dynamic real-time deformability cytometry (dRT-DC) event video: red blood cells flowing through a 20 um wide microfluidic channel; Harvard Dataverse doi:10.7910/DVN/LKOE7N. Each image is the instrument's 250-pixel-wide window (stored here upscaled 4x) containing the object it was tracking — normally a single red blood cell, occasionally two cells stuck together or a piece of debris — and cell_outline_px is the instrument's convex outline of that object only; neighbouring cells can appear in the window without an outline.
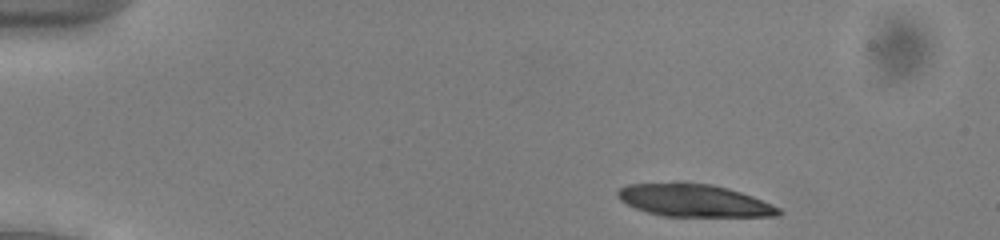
{"species": "common noctule bat (a hibernating species)", "species_latin": "Nyctalus noctula", "temperature_condition": "cold", "stored_images_in_passage": 47, "camera_frame_rate_fps": 3000, "um_per_image_px": 0.085, "animal": {"sex": "male", "body_mass_g": 13.0, "forearm_length_mm": 53.1}, "frame": {"image": 1, "passage_image": 3, "time_ms": 0.667, "image_size_px": [1000, 240], "cell_outline_px": [[784, 212], [776, 216], [664, 216], [648, 212], [636, 208], [620, 200], [616, 196], [616, 192], [620, 188], [628, 184], [676, 180], [712, 184], [728, 188], [752, 196], [780, 208]], "centroid_in_image_um": [58.93, 17.0], "position_along_channel_um": 26.1, "area_um2": 30.98}}